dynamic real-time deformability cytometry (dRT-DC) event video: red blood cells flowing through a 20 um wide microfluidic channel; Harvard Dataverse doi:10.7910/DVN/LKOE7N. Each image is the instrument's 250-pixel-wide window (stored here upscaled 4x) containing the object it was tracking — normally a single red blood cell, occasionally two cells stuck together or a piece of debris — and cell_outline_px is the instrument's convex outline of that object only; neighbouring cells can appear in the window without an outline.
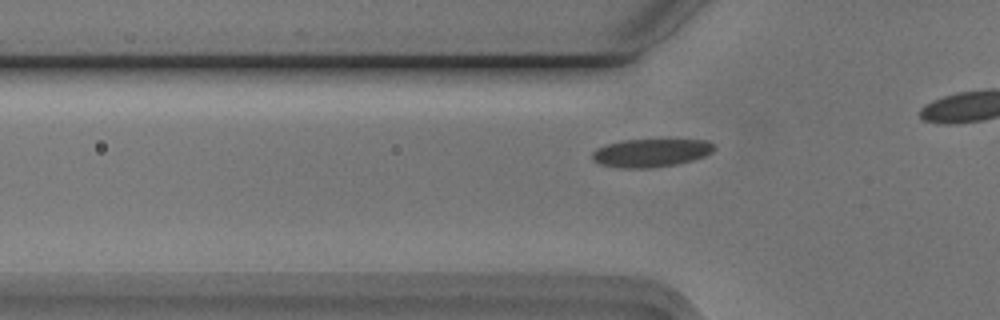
{"species": "Egyptian fruit bat (a non-hibernating species)", "species_latin": "Rousettus aegyptiacus", "temperature_condition": "cold", "stored_images_in_passage": 15, "camera_frame_rate_fps": 3000, "um_per_image_px": 0.085, "animal": {"sex": "male"}, "frame": {"image": 1, "passage_image": 9, "time_ms": 2.667, "image_size_px": [1000, 320], "cell_outline_px": [[716, 148], [712, 152], [704, 156], [692, 160], [676, 164], [652, 168], [620, 168], [600, 164], [592, 160], [592, 152], [596, 148], [608, 144], [624, 140], [708, 140]], "centroid_in_image_um": [55.31, 13.0], "position_along_channel_um": 70.5, "area_um2": 19.94}}
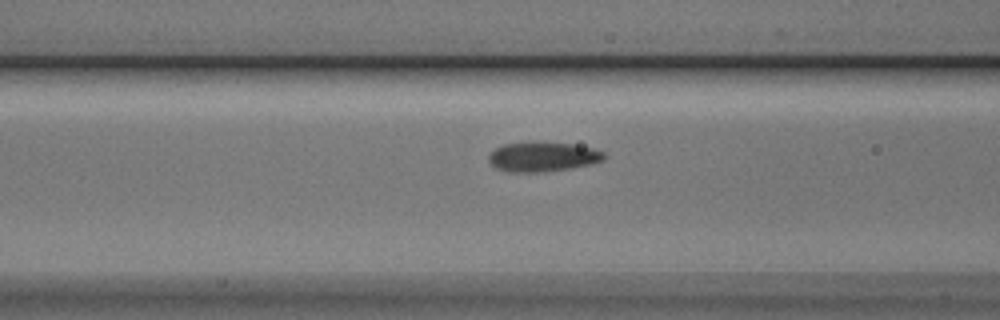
{"frame": {"image": 2, "passage_image": 13, "time_ms": 4.0, "image_size_px": [1000, 320], "cell_outline_px": [[604, 160], [588, 164], [568, 168], [544, 172], [508, 172], [496, 168], [488, 160], [488, 156], [496, 148], [504, 144], [572, 144], [592, 148], [604, 152]], "centroid_in_image_um": [46.11, 13.36], "position_along_channel_um": 120.5, "area_um2": 19.07}}